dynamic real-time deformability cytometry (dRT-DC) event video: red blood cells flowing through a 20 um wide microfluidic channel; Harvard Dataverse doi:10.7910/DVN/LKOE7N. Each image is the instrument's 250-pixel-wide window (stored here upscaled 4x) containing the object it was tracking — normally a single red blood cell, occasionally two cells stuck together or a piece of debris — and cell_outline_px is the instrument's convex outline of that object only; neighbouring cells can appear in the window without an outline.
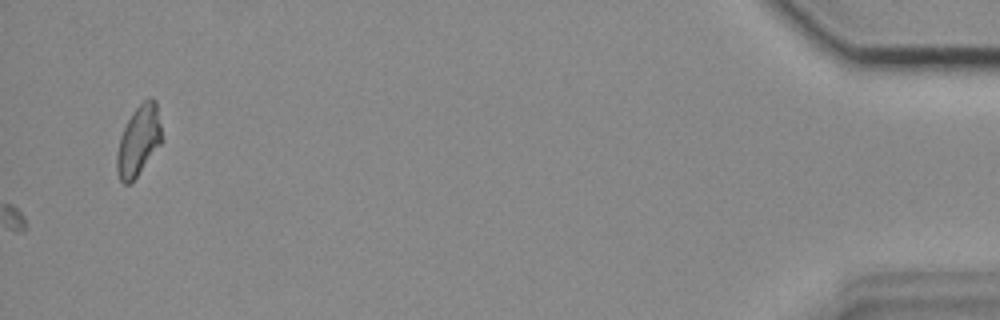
{"species": "common noctule bat (a hibernating species)", "species_latin": "Nyctalus noctula", "temperature_condition": "cold", "stored_images_in_passage": 56, "camera_frame_rate_fps": 3000, "um_per_image_px": 0.085, "animal": {"sex": "female", "body_mass_g": 18.4}, "frame": {"image": 1, "passage_image": 56, "time_ms": 18.333, "image_size_px": [1000, 320], "cell_outline_px": [[160, 144], [136, 176], [128, 184], [124, 184], [120, 180], [116, 172], [116, 156], [120, 136], [132, 112], [144, 100], [152, 96], [156, 100], [160, 124]], "centroid_in_image_um": [11.75, 11.94], "position_along_channel_um": 423.5, "area_um2": 17.92}}